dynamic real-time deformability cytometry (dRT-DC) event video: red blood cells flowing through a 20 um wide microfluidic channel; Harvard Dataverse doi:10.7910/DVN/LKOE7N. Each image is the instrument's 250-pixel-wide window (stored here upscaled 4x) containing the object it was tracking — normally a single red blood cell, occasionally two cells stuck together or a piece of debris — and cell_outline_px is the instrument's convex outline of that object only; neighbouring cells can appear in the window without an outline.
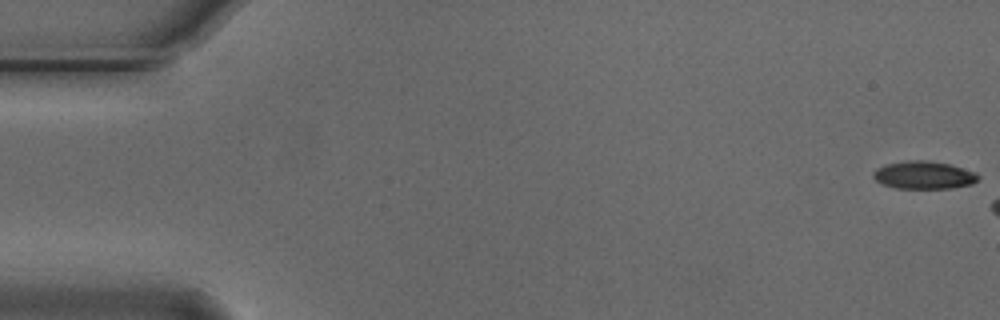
{"species": "Egyptian fruit bat (a non-hibernating species)", "species_latin": "Rousettus aegyptiacus", "temperature_condition": "cold", "stored_images_in_passage": 12, "camera_frame_rate_fps": 3000, "um_per_image_px": 0.085, "animal": {"sex": "male"}, "frame": {"image": 1, "passage_image": 1, "time_ms": 0.0, "image_size_px": [1000, 320], "cell_outline_px": [[980, 176], [972, 184], [952, 188], [896, 188], [884, 184], [876, 180], [872, 176], [872, 172], [876, 168], [884, 164], [908, 160], [928, 160], [948, 164], [976, 172]], "centroid_in_image_um": [78.5, 14.87], "position_along_channel_um": 6.5, "area_um2": 16.99}}